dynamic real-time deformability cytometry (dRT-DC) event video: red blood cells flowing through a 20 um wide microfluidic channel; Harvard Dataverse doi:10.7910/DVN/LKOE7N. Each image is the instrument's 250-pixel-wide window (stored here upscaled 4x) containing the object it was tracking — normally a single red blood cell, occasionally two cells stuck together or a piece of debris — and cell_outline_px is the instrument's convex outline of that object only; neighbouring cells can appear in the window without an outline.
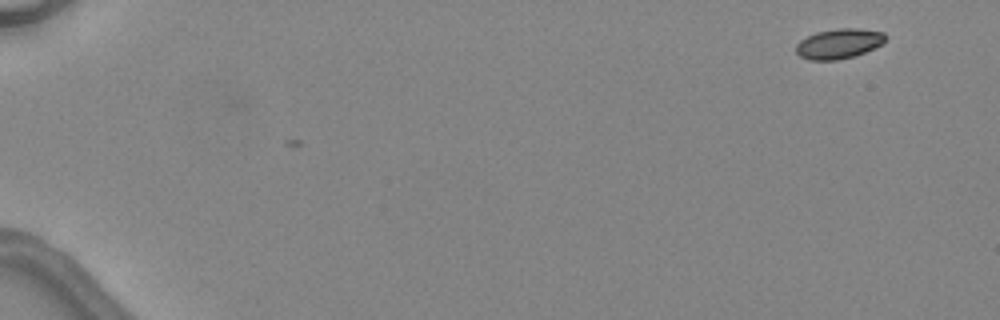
{"species": "common noctule bat (a hibernating species)", "species_latin": "Nyctalus noctula", "temperature_condition": "warm", "stored_images_in_passage": 2, "camera_frame_rate_fps": 3000, "um_per_image_px": 0.085, "animal": {"sex": "female", "body_mass_g": 24.6, "forearm_length_mm": 56.2}, "frame": {"image": 1, "passage_image": 2, "time_ms": 1.333, "image_size_px": [1000, 320], "cell_outline_px": [[888, 36], [880, 44], [864, 52], [852, 56], [836, 60], [808, 60], [800, 56], [796, 52], [796, 44], [800, 40], [816, 32], [836, 28], [856, 28], [884, 32]], "centroid_in_image_um": [71.27, 3.7], "position_along_channel_um": 13.7, "area_um2": 15.49}}